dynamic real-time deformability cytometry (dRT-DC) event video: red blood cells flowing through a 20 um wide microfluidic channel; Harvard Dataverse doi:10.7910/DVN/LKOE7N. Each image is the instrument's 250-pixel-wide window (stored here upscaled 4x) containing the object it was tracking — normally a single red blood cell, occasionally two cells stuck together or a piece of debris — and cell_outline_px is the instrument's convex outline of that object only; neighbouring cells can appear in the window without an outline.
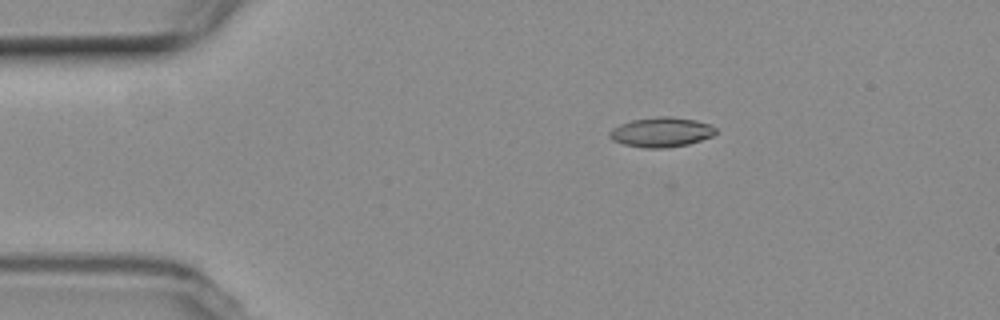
{"species": "common noctule bat (a hibernating species)", "species_latin": "Nyctalus noctula", "temperature_condition": "room temperature", "stored_images_in_passage": 8, "camera_frame_rate_fps": 3000, "um_per_image_px": 0.085, "animal": {"sex": "female", "body_mass_g": 19.3, "forearm_length_mm": 54.1}, "frame": {"image": 1, "passage_image": 1, "time_ms": 0.0, "image_size_px": [1000, 320], "cell_outline_px": [[716, 132], [712, 136], [688, 144], [664, 148], [644, 148], [624, 144], [612, 140], [608, 136], [608, 132], [612, 128], [620, 124], [632, 120], [664, 116], [668, 116], [696, 120], [708, 124], [716, 128]], "centroid_in_image_um": [56.18, 11.24], "position_along_channel_um": 28.8, "area_um2": 18.26}}
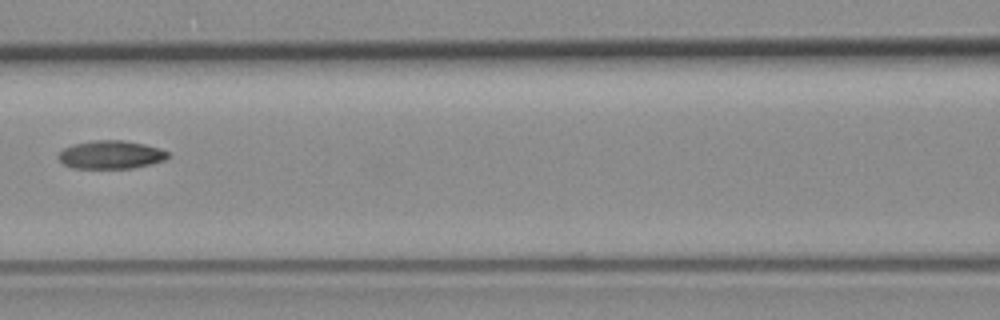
{"frame": {"image": 2, "passage_image": 5, "time_ms": 5.0, "image_size_px": [1000, 320], "cell_outline_px": [[168, 156], [164, 160], [152, 164], [132, 168], [72, 168], [64, 164], [56, 156], [64, 148], [72, 144], [96, 140], [124, 140], [144, 144], [160, 148], [168, 152]], "centroid_in_image_um": [9.41, 13.15], "position_along_channel_um": 157.2, "area_um2": 18.03}}
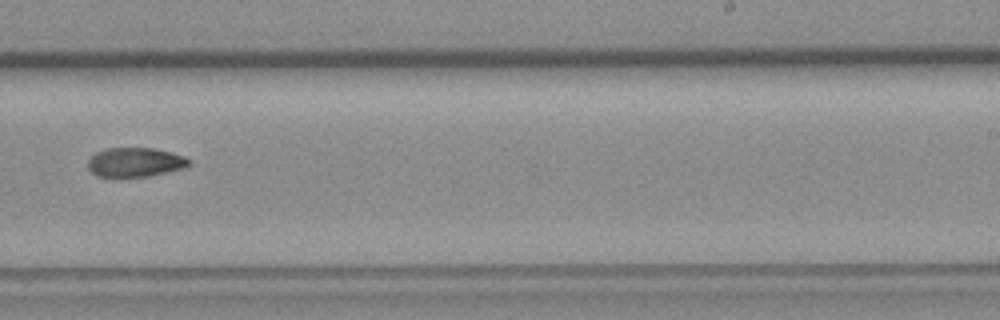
{"frame": {"image": 3, "passage_image": 8, "time_ms": 8.333, "image_size_px": [1000, 320], "cell_outline_px": [[192, 164], [184, 168], [148, 176], [112, 180], [96, 176], [88, 168], [88, 160], [96, 152], [108, 148], [152, 148], [184, 156], [192, 160]], "centroid_in_image_um": [11.45, 13.84], "position_along_channel_um": 277.6, "area_um2": 17.8}}